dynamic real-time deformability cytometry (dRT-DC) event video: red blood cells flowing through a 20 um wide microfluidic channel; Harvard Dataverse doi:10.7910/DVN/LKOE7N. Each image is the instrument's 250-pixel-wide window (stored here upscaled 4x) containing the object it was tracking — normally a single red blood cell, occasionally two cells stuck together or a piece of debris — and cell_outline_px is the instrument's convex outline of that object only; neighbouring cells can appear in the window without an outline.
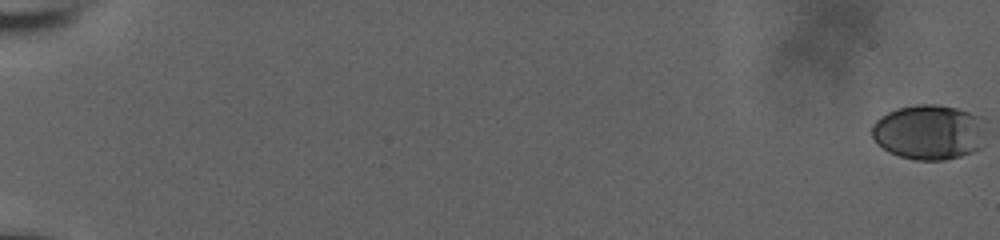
{"species": "human", "species_latin": "Homo sapiens", "temperature_condition": "room temperature", "stored_images_in_passage": 59, "camera_frame_rate_fps": 3000, "um_per_image_px": 0.085, "donor": {"sex": "male"}, "frame": {"image": 1, "passage_image": 1, "time_ms": 0.0, "image_size_px": [1000, 240], "cell_outline_px": [[984, 132], [980, 148], [972, 152], [960, 156], [944, 160], [916, 160], [900, 156], [888, 152], [876, 144], [872, 136], [872, 124], [880, 116], [896, 108], [916, 104], [936, 104], [956, 108], [980, 116]], "centroid_in_image_um": [78.92, 11.23], "position_along_channel_um": 6.1, "area_um2": 36.65}}
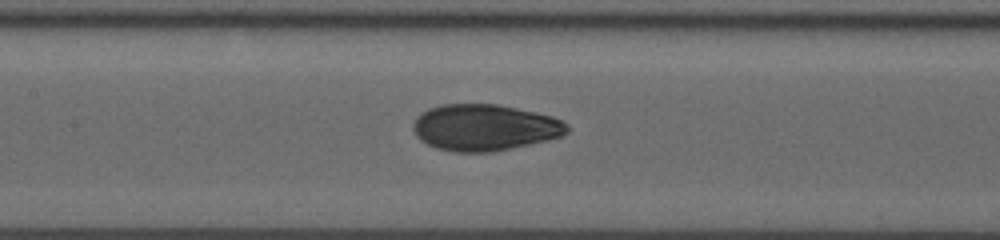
{"frame": {"image": 2, "passage_image": 32, "time_ms": 10.333, "image_size_px": [1000, 240], "cell_outline_px": [[568, 132], [560, 136], [528, 144], [492, 152], [452, 152], [436, 148], [420, 140], [416, 136], [412, 128], [412, 124], [416, 116], [428, 108], [440, 104], [496, 104], [536, 112], [552, 116], [568, 124]], "centroid_in_image_um": [41.13, 10.83], "position_along_channel_um": 166.3, "area_um2": 41.62}}
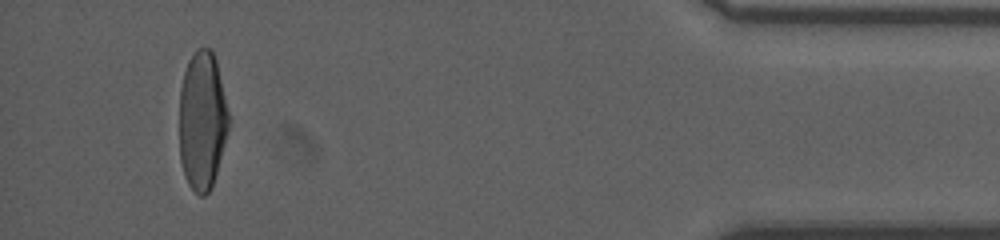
{"frame": {"image": 3, "passage_image": 56, "time_ms": 18.333, "image_size_px": [1000, 240], "cell_outline_px": [[232, 120], [216, 172], [212, 184], [208, 192], [204, 196], [200, 196], [188, 184], [184, 176], [180, 160], [180, 88], [184, 72], [188, 60], [196, 48], [212, 48], [216, 60]], "centroid_in_image_um": [17.21, 10.21], "position_along_channel_um": 418.0, "area_um2": 40.4}, "authors_computed_cell_mechanics": {"area_um2": 40.4022, "velocity_mm_per_s": 3.8667, "shape_relaxation_time_tau1_ms": 7.4854, "shape_relaxation_time_tau2_ms": 0.9925, "deformation_change_tau1": 0.2396, "deformation_change_tau2": 0.0578}}